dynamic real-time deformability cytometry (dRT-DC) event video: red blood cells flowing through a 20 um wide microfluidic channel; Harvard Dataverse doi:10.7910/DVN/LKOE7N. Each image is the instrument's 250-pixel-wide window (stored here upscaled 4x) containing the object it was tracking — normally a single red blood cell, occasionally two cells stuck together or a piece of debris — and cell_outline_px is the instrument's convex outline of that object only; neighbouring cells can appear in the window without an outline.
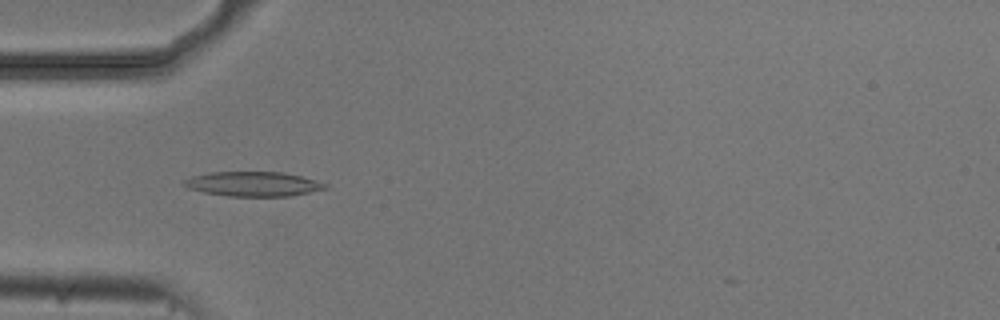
{"species": "common noctule bat (a hibernating species)", "species_latin": "Nyctalus noctula", "temperature_condition": "cold", "stored_images_in_passage": 52, "camera_frame_rate_fps": 3000, "um_per_image_px": 0.085, "animal": {"sex": "male", "body_mass_g": 20.5, "forearm_length_mm": 52.5}, "frame": {"image": 1, "passage_image": 16, "time_ms": 5.0, "image_size_px": [1000, 320], "cell_outline_px": [[328, 188], [292, 196], [228, 196], [204, 192], [188, 188], [180, 184], [184, 180], [192, 176], [208, 172], [280, 172], [300, 176], [328, 184]], "centroid_in_image_um": [21.49, 15.64], "position_along_channel_um": 63.5, "area_um2": 20.23}}
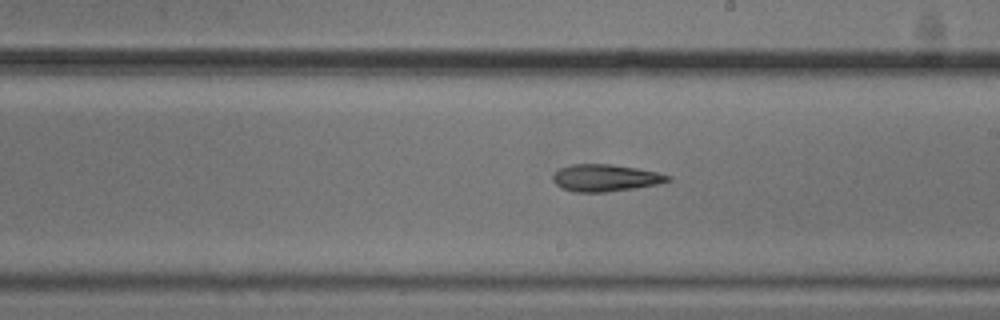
{"frame": {"image": 2, "passage_image": 30, "time_ms": 9.667, "image_size_px": [1000, 320], "cell_outline_px": [[672, 180], [656, 184], [636, 188], [608, 192], [572, 192], [560, 188], [552, 180], [552, 176], [560, 168], [572, 164], [612, 164], [636, 168], [656, 172], [672, 176]], "centroid_in_image_um": [51.44, 15.13], "position_along_channel_um": 237.6, "area_um2": 18.21}}
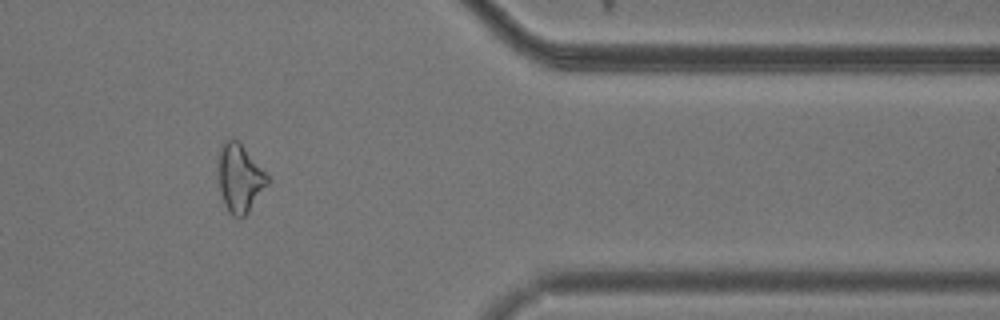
{"frame": {"image": 3, "passage_image": 44, "time_ms": 14.333, "image_size_px": [1000, 320], "cell_outline_px": [[268, 184], [248, 212], [244, 216], [232, 216], [228, 212], [224, 204], [220, 192], [216, 176], [216, 160], [220, 148], [224, 140], [232, 136], [244, 148], [268, 176]], "centroid_in_image_um": [20.29, 15.12], "position_along_channel_um": 391.1, "area_um2": 19.77}, "authors_computed_cell_mechanics": {"area_um2": 19.2763, "velocity_mm_per_s": 3.7468, "shape_relaxation_time_tau1_ms": 7.8015, "shape_relaxation_time_tau2_ms": null, "deformation_change_tau1": 0.1864, "deformation_change_tau2": null}}